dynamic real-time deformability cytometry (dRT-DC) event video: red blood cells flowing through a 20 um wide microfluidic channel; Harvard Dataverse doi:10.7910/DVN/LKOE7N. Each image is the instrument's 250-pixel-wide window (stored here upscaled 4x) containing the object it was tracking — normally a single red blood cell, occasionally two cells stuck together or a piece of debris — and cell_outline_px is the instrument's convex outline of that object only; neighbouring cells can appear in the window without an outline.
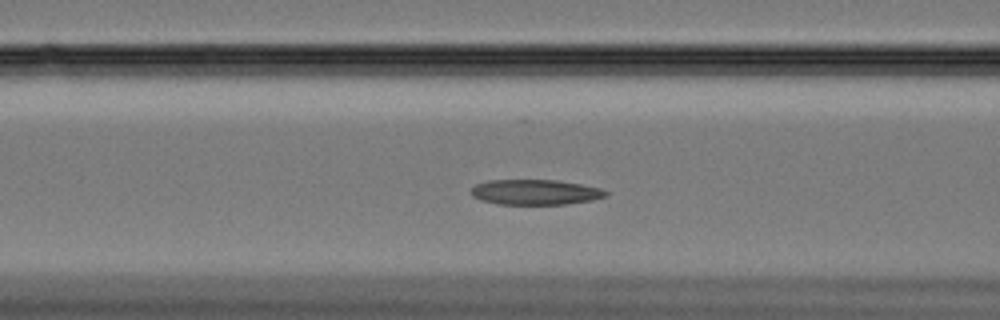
{"species": "Egyptian fruit bat (a non-hibernating species)", "species_latin": "Rousettus aegyptiacus", "temperature_condition": "cold", "stored_images_in_passage": 47, "camera_frame_rate_fps": 3000, "um_per_image_px": 0.085, "animal": {"sex": "female"}, "frame": {"image": 1, "passage_image": 19, "time_ms": 6.0, "image_size_px": [1000, 320], "cell_outline_px": [[608, 196], [592, 200], [568, 204], [496, 204], [480, 200], [472, 196], [472, 188], [476, 184], [488, 180], [556, 180], [580, 184], [600, 188], [608, 192]], "centroid_in_image_um": [45.5, 16.33], "position_along_channel_um": 121.1, "area_um2": 19.83}}
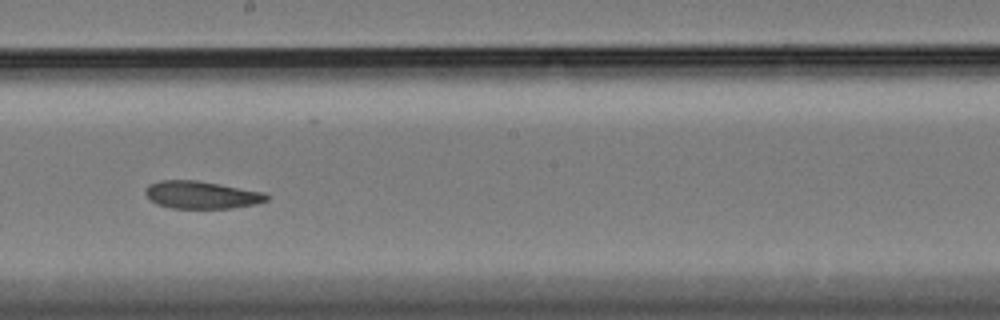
{"frame": {"image": 2, "passage_image": 29, "time_ms": 9.333, "image_size_px": [1000, 320], "cell_outline_px": [[268, 200], [256, 204], [228, 208], [172, 208], [156, 204], [148, 200], [144, 192], [148, 184], [160, 180], [196, 180], [220, 184], [264, 192], [268, 196]], "centroid_in_image_um": [17.08, 16.56], "position_along_channel_um": 231.1, "area_um2": 19.54}}
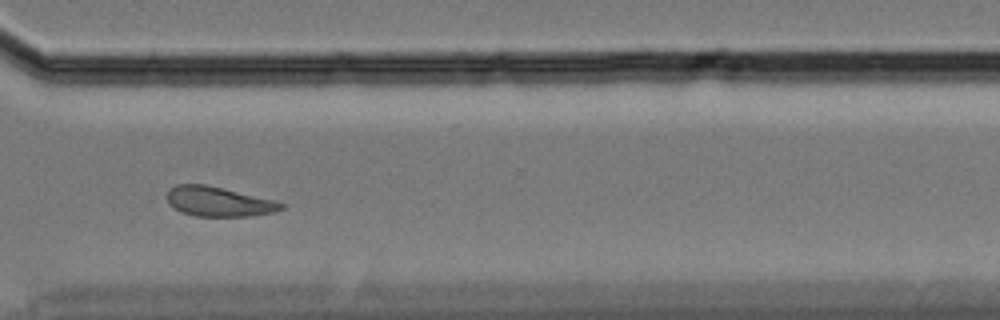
{"frame": {"image": 3, "passage_image": 40, "time_ms": 13.0, "image_size_px": [1000, 320], "cell_outline_px": [[284, 208], [272, 212], [252, 216], [196, 216], [180, 212], [172, 208], [168, 204], [168, 188], [176, 184], [204, 184], [276, 200], [284, 204]], "centroid_in_image_um": [18.55, 17.13], "position_along_channel_um": 352.0, "area_um2": 19.83}, "authors_computed_cell_mechanics": {"area_um2": 20.23, "velocity_mm_per_s": 3.2986, "shape_relaxation_time_tau1_ms": null, "shape_relaxation_time_tau2_ms": 9.0849, "deformation_change_tau1": null, "deformation_change_tau2": 0.1532}}